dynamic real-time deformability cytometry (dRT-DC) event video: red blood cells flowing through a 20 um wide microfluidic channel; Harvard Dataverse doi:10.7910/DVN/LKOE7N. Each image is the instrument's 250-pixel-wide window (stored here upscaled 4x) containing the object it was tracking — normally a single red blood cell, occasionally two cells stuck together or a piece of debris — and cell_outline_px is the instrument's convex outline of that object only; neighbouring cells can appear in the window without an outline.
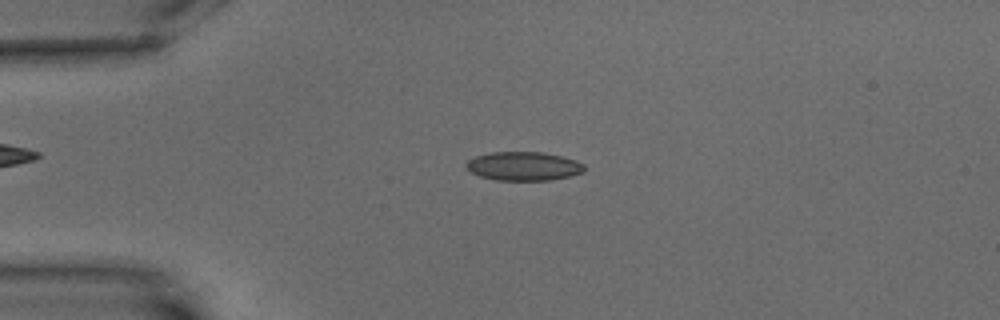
{"species": "common noctule bat (a hibernating species)", "species_latin": "Nyctalus noctula", "temperature_condition": "warm", "stored_images_in_passage": 5, "camera_frame_rate_fps": 3000, "um_per_image_px": 0.085, "animal": {"sex": "male", "body_mass_g": 15.6}, "frame": {"image": 1, "passage_image": 4, "time_ms": 3.667, "image_size_px": [1000, 320], "cell_outline_px": [[584, 172], [552, 180], [496, 180], [480, 176], [464, 168], [464, 164], [468, 160], [476, 156], [492, 152], [544, 152], [564, 156], [576, 160], [584, 164]], "centroid_in_image_um": [44.5, 14.12], "position_along_channel_um": 40.5, "area_um2": 19.94}}